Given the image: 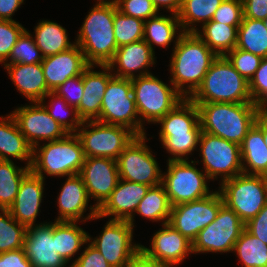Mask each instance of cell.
Instances as JSON below:
<instances>
[{
	"label": "cell",
	"mask_w": 267,
	"mask_h": 267,
	"mask_svg": "<svg viewBox=\"0 0 267 267\" xmlns=\"http://www.w3.org/2000/svg\"><path fill=\"white\" fill-rule=\"evenodd\" d=\"M170 81L184 97L190 98L218 55L195 32H183L170 55Z\"/></svg>",
	"instance_id": "obj_1"
},
{
	"label": "cell",
	"mask_w": 267,
	"mask_h": 267,
	"mask_svg": "<svg viewBox=\"0 0 267 267\" xmlns=\"http://www.w3.org/2000/svg\"><path fill=\"white\" fill-rule=\"evenodd\" d=\"M77 31L75 44L90 65H107L118 48L114 35V0H96Z\"/></svg>",
	"instance_id": "obj_2"
},
{
	"label": "cell",
	"mask_w": 267,
	"mask_h": 267,
	"mask_svg": "<svg viewBox=\"0 0 267 267\" xmlns=\"http://www.w3.org/2000/svg\"><path fill=\"white\" fill-rule=\"evenodd\" d=\"M203 132L241 145L249 129L261 114V108L249 103L194 102Z\"/></svg>",
	"instance_id": "obj_3"
},
{
	"label": "cell",
	"mask_w": 267,
	"mask_h": 267,
	"mask_svg": "<svg viewBox=\"0 0 267 267\" xmlns=\"http://www.w3.org/2000/svg\"><path fill=\"white\" fill-rule=\"evenodd\" d=\"M85 161L78 136L68 133L64 138L37 145L33 148L30 171L43 180L49 177H67L79 174Z\"/></svg>",
	"instance_id": "obj_4"
},
{
	"label": "cell",
	"mask_w": 267,
	"mask_h": 267,
	"mask_svg": "<svg viewBox=\"0 0 267 267\" xmlns=\"http://www.w3.org/2000/svg\"><path fill=\"white\" fill-rule=\"evenodd\" d=\"M193 102H252L247 81L224 56H218L204 76L201 86L190 97Z\"/></svg>",
	"instance_id": "obj_5"
},
{
	"label": "cell",
	"mask_w": 267,
	"mask_h": 267,
	"mask_svg": "<svg viewBox=\"0 0 267 267\" xmlns=\"http://www.w3.org/2000/svg\"><path fill=\"white\" fill-rule=\"evenodd\" d=\"M131 82L141 121V135L147 134L145 125L156 124L184 99L170 81L168 85L153 73L132 78Z\"/></svg>",
	"instance_id": "obj_6"
},
{
	"label": "cell",
	"mask_w": 267,
	"mask_h": 267,
	"mask_svg": "<svg viewBox=\"0 0 267 267\" xmlns=\"http://www.w3.org/2000/svg\"><path fill=\"white\" fill-rule=\"evenodd\" d=\"M166 162L167 171L162 172V184L171 206L205 198L215 191L210 190L211 180L196 167L198 164L194 160Z\"/></svg>",
	"instance_id": "obj_7"
},
{
	"label": "cell",
	"mask_w": 267,
	"mask_h": 267,
	"mask_svg": "<svg viewBox=\"0 0 267 267\" xmlns=\"http://www.w3.org/2000/svg\"><path fill=\"white\" fill-rule=\"evenodd\" d=\"M198 147L201 159L194 161L202 163L201 169L211 181L220 185L243 173L240 145L201 131Z\"/></svg>",
	"instance_id": "obj_8"
},
{
	"label": "cell",
	"mask_w": 267,
	"mask_h": 267,
	"mask_svg": "<svg viewBox=\"0 0 267 267\" xmlns=\"http://www.w3.org/2000/svg\"><path fill=\"white\" fill-rule=\"evenodd\" d=\"M218 191L224 204L247 223L267 204V191L261 175L240 174L222 182Z\"/></svg>",
	"instance_id": "obj_9"
},
{
	"label": "cell",
	"mask_w": 267,
	"mask_h": 267,
	"mask_svg": "<svg viewBox=\"0 0 267 267\" xmlns=\"http://www.w3.org/2000/svg\"><path fill=\"white\" fill-rule=\"evenodd\" d=\"M82 145L85 158L102 157L116 160L137 136L130 129L98 121H83L75 133Z\"/></svg>",
	"instance_id": "obj_10"
},
{
	"label": "cell",
	"mask_w": 267,
	"mask_h": 267,
	"mask_svg": "<svg viewBox=\"0 0 267 267\" xmlns=\"http://www.w3.org/2000/svg\"><path fill=\"white\" fill-rule=\"evenodd\" d=\"M97 121L126 127L137 136H141V121L132 92L131 79L113 76L108 81Z\"/></svg>",
	"instance_id": "obj_11"
},
{
	"label": "cell",
	"mask_w": 267,
	"mask_h": 267,
	"mask_svg": "<svg viewBox=\"0 0 267 267\" xmlns=\"http://www.w3.org/2000/svg\"><path fill=\"white\" fill-rule=\"evenodd\" d=\"M244 229L245 223L232 209L223 204L216 219L202 229L192 242L193 254L232 253L235 242Z\"/></svg>",
	"instance_id": "obj_12"
},
{
	"label": "cell",
	"mask_w": 267,
	"mask_h": 267,
	"mask_svg": "<svg viewBox=\"0 0 267 267\" xmlns=\"http://www.w3.org/2000/svg\"><path fill=\"white\" fill-rule=\"evenodd\" d=\"M146 135L136 136L116 159L120 179L150 187L162 183V170Z\"/></svg>",
	"instance_id": "obj_13"
},
{
	"label": "cell",
	"mask_w": 267,
	"mask_h": 267,
	"mask_svg": "<svg viewBox=\"0 0 267 267\" xmlns=\"http://www.w3.org/2000/svg\"><path fill=\"white\" fill-rule=\"evenodd\" d=\"M133 233L134 227L128 221L108 219L98 236L88 234V241L112 267H126L141 248Z\"/></svg>",
	"instance_id": "obj_14"
},
{
	"label": "cell",
	"mask_w": 267,
	"mask_h": 267,
	"mask_svg": "<svg viewBox=\"0 0 267 267\" xmlns=\"http://www.w3.org/2000/svg\"><path fill=\"white\" fill-rule=\"evenodd\" d=\"M223 198L215 191L205 198L171 207L169 224L193 242L198 233L216 219Z\"/></svg>",
	"instance_id": "obj_15"
},
{
	"label": "cell",
	"mask_w": 267,
	"mask_h": 267,
	"mask_svg": "<svg viewBox=\"0 0 267 267\" xmlns=\"http://www.w3.org/2000/svg\"><path fill=\"white\" fill-rule=\"evenodd\" d=\"M32 148L64 138L68 132L55 121L40 102L25 103L10 112Z\"/></svg>",
	"instance_id": "obj_16"
},
{
	"label": "cell",
	"mask_w": 267,
	"mask_h": 267,
	"mask_svg": "<svg viewBox=\"0 0 267 267\" xmlns=\"http://www.w3.org/2000/svg\"><path fill=\"white\" fill-rule=\"evenodd\" d=\"M64 183V184H63ZM62 183L57 197L58 216L54 221H78L89 222L101 220L98 216V208L92 205L87 189L79 174L67 176ZM88 210L89 213L86 211ZM85 213L86 216H85Z\"/></svg>",
	"instance_id": "obj_17"
},
{
	"label": "cell",
	"mask_w": 267,
	"mask_h": 267,
	"mask_svg": "<svg viewBox=\"0 0 267 267\" xmlns=\"http://www.w3.org/2000/svg\"><path fill=\"white\" fill-rule=\"evenodd\" d=\"M79 175L97 208L106 201L120 180L116 160L102 157L85 158Z\"/></svg>",
	"instance_id": "obj_18"
},
{
	"label": "cell",
	"mask_w": 267,
	"mask_h": 267,
	"mask_svg": "<svg viewBox=\"0 0 267 267\" xmlns=\"http://www.w3.org/2000/svg\"><path fill=\"white\" fill-rule=\"evenodd\" d=\"M23 249L33 267H70L56 252V221L27 227Z\"/></svg>",
	"instance_id": "obj_19"
},
{
	"label": "cell",
	"mask_w": 267,
	"mask_h": 267,
	"mask_svg": "<svg viewBox=\"0 0 267 267\" xmlns=\"http://www.w3.org/2000/svg\"><path fill=\"white\" fill-rule=\"evenodd\" d=\"M161 226L152 234L150 248L141 244L140 250L150 259L170 267H177L193 254L192 242L169 223Z\"/></svg>",
	"instance_id": "obj_20"
},
{
	"label": "cell",
	"mask_w": 267,
	"mask_h": 267,
	"mask_svg": "<svg viewBox=\"0 0 267 267\" xmlns=\"http://www.w3.org/2000/svg\"><path fill=\"white\" fill-rule=\"evenodd\" d=\"M155 51L143 39L117 48L107 64L114 76L132 79L152 74L149 68L157 62Z\"/></svg>",
	"instance_id": "obj_21"
},
{
	"label": "cell",
	"mask_w": 267,
	"mask_h": 267,
	"mask_svg": "<svg viewBox=\"0 0 267 267\" xmlns=\"http://www.w3.org/2000/svg\"><path fill=\"white\" fill-rule=\"evenodd\" d=\"M150 186L120 179L106 201L98 208V216L128 221L135 227V210Z\"/></svg>",
	"instance_id": "obj_22"
},
{
	"label": "cell",
	"mask_w": 267,
	"mask_h": 267,
	"mask_svg": "<svg viewBox=\"0 0 267 267\" xmlns=\"http://www.w3.org/2000/svg\"><path fill=\"white\" fill-rule=\"evenodd\" d=\"M45 182L31 171L22 179L14 203L8 209L19 224L30 227L47 222L36 223L45 195Z\"/></svg>",
	"instance_id": "obj_23"
},
{
	"label": "cell",
	"mask_w": 267,
	"mask_h": 267,
	"mask_svg": "<svg viewBox=\"0 0 267 267\" xmlns=\"http://www.w3.org/2000/svg\"><path fill=\"white\" fill-rule=\"evenodd\" d=\"M41 66L47 87L53 92L67 79L81 75L90 64L86 61L80 47L75 44L66 51L44 57Z\"/></svg>",
	"instance_id": "obj_24"
},
{
	"label": "cell",
	"mask_w": 267,
	"mask_h": 267,
	"mask_svg": "<svg viewBox=\"0 0 267 267\" xmlns=\"http://www.w3.org/2000/svg\"><path fill=\"white\" fill-rule=\"evenodd\" d=\"M100 70H94V68ZM114 75L107 65H90L83 72V96L77 113L82 121H97L100 117L102 98L108 81Z\"/></svg>",
	"instance_id": "obj_25"
},
{
	"label": "cell",
	"mask_w": 267,
	"mask_h": 267,
	"mask_svg": "<svg viewBox=\"0 0 267 267\" xmlns=\"http://www.w3.org/2000/svg\"><path fill=\"white\" fill-rule=\"evenodd\" d=\"M12 84L29 103L41 102L51 92L46 84L41 63H4Z\"/></svg>",
	"instance_id": "obj_26"
},
{
	"label": "cell",
	"mask_w": 267,
	"mask_h": 267,
	"mask_svg": "<svg viewBox=\"0 0 267 267\" xmlns=\"http://www.w3.org/2000/svg\"><path fill=\"white\" fill-rule=\"evenodd\" d=\"M33 148L21 133L14 116L9 113L0 116V160L24 161L25 166L32 163Z\"/></svg>",
	"instance_id": "obj_27"
},
{
	"label": "cell",
	"mask_w": 267,
	"mask_h": 267,
	"mask_svg": "<svg viewBox=\"0 0 267 267\" xmlns=\"http://www.w3.org/2000/svg\"><path fill=\"white\" fill-rule=\"evenodd\" d=\"M160 126L159 135H173L180 132H201L197 105L184 98L178 105L161 118L156 125Z\"/></svg>",
	"instance_id": "obj_28"
},
{
	"label": "cell",
	"mask_w": 267,
	"mask_h": 267,
	"mask_svg": "<svg viewBox=\"0 0 267 267\" xmlns=\"http://www.w3.org/2000/svg\"><path fill=\"white\" fill-rule=\"evenodd\" d=\"M183 33L179 19L175 14H161L144 21V37L151 49L154 51L155 47L169 49L173 42L177 43L179 37Z\"/></svg>",
	"instance_id": "obj_29"
},
{
	"label": "cell",
	"mask_w": 267,
	"mask_h": 267,
	"mask_svg": "<svg viewBox=\"0 0 267 267\" xmlns=\"http://www.w3.org/2000/svg\"><path fill=\"white\" fill-rule=\"evenodd\" d=\"M240 150L244 174L262 175L267 171V145L262 130L256 124L247 132Z\"/></svg>",
	"instance_id": "obj_30"
},
{
	"label": "cell",
	"mask_w": 267,
	"mask_h": 267,
	"mask_svg": "<svg viewBox=\"0 0 267 267\" xmlns=\"http://www.w3.org/2000/svg\"><path fill=\"white\" fill-rule=\"evenodd\" d=\"M32 33L35 44L41 50L43 57L66 51L75 45V41H70L66 28L48 19H40Z\"/></svg>",
	"instance_id": "obj_31"
},
{
	"label": "cell",
	"mask_w": 267,
	"mask_h": 267,
	"mask_svg": "<svg viewBox=\"0 0 267 267\" xmlns=\"http://www.w3.org/2000/svg\"><path fill=\"white\" fill-rule=\"evenodd\" d=\"M78 223L85 224L78 221H56V252L70 266L76 260L75 255H79L78 252L82 251L88 241L89 233Z\"/></svg>",
	"instance_id": "obj_32"
},
{
	"label": "cell",
	"mask_w": 267,
	"mask_h": 267,
	"mask_svg": "<svg viewBox=\"0 0 267 267\" xmlns=\"http://www.w3.org/2000/svg\"><path fill=\"white\" fill-rule=\"evenodd\" d=\"M224 0H181L177 14L183 32H196L199 26L211 21ZM200 24V25H199Z\"/></svg>",
	"instance_id": "obj_33"
},
{
	"label": "cell",
	"mask_w": 267,
	"mask_h": 267,
	"mask_svg": "<svg viewBox=\"0 0 267 267\" xmlns=\"http://www.w3.org/2000/svg\"><path fill=\"white\" fill-rule=\"evenodd\" d=\"M238 27L211 20L195 33L218 56H224L236 47Z\"/></svg>",
	"instance_id": "obj_34"
},
{
	"label": "cell",
	"mask_w": 267,
	"mask_h": 267,
	"mask_svg": "<svg viewBox=\"0 0 267 267\" xmlns=\"http://www.w3.org/2000/svg\"><path fill=\"white\" fill-rule=\"evenodd\" d=\"M171 207L165 187L161 183L149 187L145 196L139 202L134 215L137 214L148 221L163 225L169 222Z\"/></svg>",
	"instance_id": "obj_35"
},
{
	"label": "cell",
	"mask_w": 267,
	"mask_h": 267,
	"mask_svg": "<svg viewBox=\"0 0 267 267\" xmlns=\"http://www.w3.org/2000/svg\"><path fill=\"white\" fill-rule=\"evenodd\" d=\"M236 48L267 58V29L263 20L243 18L238 27Z\"/></svg>",
	"instance_id": "obj_36"
},
{
	"label": "cell",
	"mask_w": 267,
	"mask_h": 267,
	"mask_svg": "<svg viewBox=\"0 0 267 267\" xmlns=\"http://www.w3.org/2000/svg\"><path fill=\"white\" fill-rule=\"evenodd\" d=\"M30 167L17 166L15 161L0 160V209L8 210L18 193L22 179Z\"/></svg>",
	"instance_id": "obj_37"
},
{
	"label": "cell",
	"mask_w": 267,
	"mask_h": 267,
	"mask_svg": "<svg viewBox=\"0 0 267 267\" xmlns=\"http://www.w3.org/2000/svg\"><path fill=\"white\" fill-rule=\"evenodd\" d=\"M233 253L243 267H267V245L246 229L235 242Z\"/></svg>",
	"instance_id": "obj_38"
},
{
	"label": "cell",
	"mask_w": 267,
	"mask_h": 267,
	"mask_svg": "<svg viewBox=\"0 0 267 267\" xmlns=\"http://www.w3.org/2000/svg\"><path fill=\"white\" fill-rule=\"evenodd\" d=\"M200 134L201 132H180L173 135H159L162 148L170 154L166 161L189 160L190 155L198 150Z\"/></svg>",
	"instance_id": "obj_39"
},
{
	"label": "cell",
	"mask_w": 267,
	"mask_h": 267,
	"mask_svg": "<svg viewBox=\"0 0 267 267\" xmlns=\"http://www.w3.org/2000/svg\"><path fill=\"white\" fill-rule=\"evenodd\" d=\"M47 99H49V102L46 101ZM40 103L48 111L49 115L68 133H76L80 128L83 121L80 119L76 108L68 105L63 98L53 92H49Z\"/></svg>",
	"instance_id": "obj_40"
},
{
	"label": "cell",
	"mask_w": 267,
	"mask_h": 267,
	"mask_svg": "<svg viewBox=\"0 0 267 267\" xmlns=\"http://www.w3.org/2000/svg\"><path fill=\"white\" fill-rule=\"evenodd\" d=\"M27 227L19 224L9 210L0 209V253L23 248Z\"/></svg>",
	"instance_id": "obj_41"
},
{
	"label": "cell",
	"mask_w": 267,
	"mask_h": 267,
	"mask_svg": "<svg viewBox=\"0 0 267 267\" xmlns=\"http://www.w3.org/2000/svg\"><path fill=\"white\" fill-rule=\"evenodd\" d=\"M114 35L118 48L144 37V21L122 14L114 2Z\"/></svg>",
	"instance_id": "obj_42"
},
{
	"label": "cell",
	"mask_w": 267,
	"mask_h": 267,
	"mask_svg": "<svg viewBox=\"0 0 267 267\" xmlns=\"http://www.w3.org/2000/svg\"><path fill=\"white\" fill-rule=\"evenodd\" d=\"M41 50L35 44L31 31L25 29L18 37L5 63L34 64L43 61Z\"/></svg>",
	"instance_id": "obj_43"
},
{
	"label": "cell",
	"mask_w": 267,
	"mask_h": 267,
	"mask_svg": "<svg viewBox=\"0 0 267 267\" xmlns=\"http://www.w3.org/2000/svg\"><path fill=\"white\" fill-rule=\"evenodd\" d=\"M225 56L247 81H250L254 76L255 71L259 68L263 59L258 55L236 47L232 51H229Z\"/></svg>",
	"instance_id": "obj_44"
},
{
	"label": "cell",
	"mask_w": 267,
	"mask_h": 267,
	"mask_svg": "<svg viewBox=\"0 0 267 267\" xmlns=\"http://www.w3.org/2000/svg\"><path fill=\"white\" fill-rule=\"evenodd\" d=\"M26 28L18 21L0 20V64L8 60L18 37Z\"/></svg>",
	"instance_id": "obj_45"
},
{
	"label": "cell",
	"mask_w": 267,
	"mask_h": 267,
	"mask_svg": "<svg viewBox=\"0 0 267 267\" xmlns=\"http://www.w3.org/2000/svg\"><path fill=\"white\" fill-rule=\"evenodd\" d=\"M117 9L124 15L146 21L159 14L150 0H114Z\"/></svg>",
	"instance_id": "obj_46"
},
{
	"label": "cell",
	"mask_w": 267,
	"mask_h": 267,
	"mask_svg": "<svg viewBox=\"0 0 267 267\" xmlns=\"http://www.w3.org/2000/svg\"><path fill=\"white\" fill-rule=\"evenodd\" d=\"M243 17L242 0H224L214 12L211 20L232 26H239Z\"/></svg>",
	"instance_id": "obj_47"
},
{
	"label": "cell",
	"mask_w": 267,
	"mask_h": 267,
	"mask_svg": "<svg viewBox=\"0 0 267 267\" xmlns=\"http://www.w3.org/2000/svg\"><path fill=\"white\" fill-rule=\"evenodd\" d=\"M251 100L260 108L267 102V58H263L259 68L249 81Z\"/></svg>",
	"instance_id": "obj_48"
},
{
	"label": "cell",
	"mask_w": 267,
	"mask_h": 267,
	"mask_svg": "<svg viewBox=\"0 0 267 267\" xmlns=\"http://www.w3.org/2000/svg\"><path fill=\"white\" fill-rule=\"evenodd\" d=\"M53 93L63 98L68 105L77 108L83 96V73L67 79L63 84L54 89Z\"/></svg>",
	"instance_id": "obj_49"
},
{
	"label": "cell",
	"mask_w": 267,
	"mask_h": 267,
	"mask_svg": "<svg viewBox=\"0 0 267 267\" xmlns=\"http://www.w3.org/2000/svg\"><path fill=\"white\" fill-rule=\"evenodd\" d=\"M70 267H112L89 241Z\"/></svg>",
	"instance_id": "obj_50"
},
{
	"label": "cell",
	"mask_w": 267,
	"mask_h": 267,
	"mask_svg": "<svg viewBox=\"0 0 267 267\" xmlns=\"http://www.w3.org/2000/svg\"><path fill=\"white\" fill-rule=\"evenodd\" d=\"M245 229L267 245V204L247 223Z\"/></svg>",
	"instance_id": "obj_51"
},
{
	"label": "cell",
	"mask_w": 267,
	"mask_h": 267,
	"mask_svg": "<svg viewBox=\"0 0 267 267\" xmlns=\"http://www.w3.org/2000/svg\"><path fill=\"white\" fill-rule=\"evenodd\" d=\"M0 267H33L23 248L0 253Z\"/></svg>",
	"instance_id": "obj_52"
},
{
	"label": "cell",
	"mask_w": 267,
	"mask_h": 267,
	"mask_svg": "<svg viewBox=\"0 0 267 267\" xmlns=\"http://www.w3.org/2000/svg\"><path fill=\"white\" fill-rule=\"evenodd\" d=\"M243 18L264 20L267 18V0H242Z\"/></svg>",
	"instance_id": "obj_53"
},
{
	"label": "cell",
	"mask_w": 267,
	"mask_h": 267,
	"mask_svg": "<svg viewBox=\"0 0 267 267\" xmlns=\"http://www.w3.org/2000/svg\"><path fill=\"white\" fill-rule=\"evenodd\" d=\"M25 0H0V20L16 21L12 19L15 12L25 4Z\"/></svg>",
	"instance_id": "obj_54"
},
{
	"label": "cell",
	"mask_w": 267,
	"mask_h": 267,
	"mask_svg": "<svg viewBox=\"0 0 267 267\" xmlns=\"http://www.w3.org/2000/svg\"><path fill=\"white\" fill-rule=\"evenodd\" d=\"M126 267H170L148 258L141 250L130 260Z\"/></svg>",
	"instance_id": "obj_55"
},
{
	"label": "cell",
	"mask_w": 267,
	"mask_h": 267,
	"mask_svg": "<svg viewBox=\"0 0 267 267\" xmlns=\"http://www.w3.org/2000/svg\"><path fill=\"white\" fill-rule=\"evenodd\" d=\"M155 8L158 10V12L160 13V11L163 10V12H165L164 10H166V12L171 13V14H175L177 15L180 7H181V0H150Z\"/></svg>",
	"instance_id": "obj_56"
},
{
	"label": "cell",
	"mask_w": 267,
	"mask_h": 267,
	"mask_svg": "<svg viewBox=\"0 0 267 267\" xmlns=\"http://www.w3.org/2000/svg\"><path fill=\"white\" fill-rule=\"evenodd\" d=\"M255 124L262 130L264 142L267 145V117L261 113L257 117Z\"/></svg>",
	"instance_id": "obj_57"
},
{
	"label": "cell",
	"mask_w": 267,
	"mask_h": 267,
	"mask_svg": "<svg viewBox=\"0 0 267 267\" xmlns=\"http://www.w3.org/2000/svg\"><path fill=\"white\" fill-rule=\"evenodd\" d=\"M261 176L263 178V181H264V184H265V189L267 191V171L264 172Z\"/></svg>",
	"instance_id": "obj_58"
},
{
	"label": "cell",
	"mask_w": 267,
	"mask_h": 267,
	"mask_svg": "<svg viewBox=\"0 0 267 267\" xmlns=\"http://www.w3.org/2000/svg\"><path fill=\"white\" fill-rule=\"evenodd\" d=\"M261 111H267V102L261 107Z\"/></svg>",
	"instance_id": "obj_59"
},
{
	"label": "cell",
	"mask_w": 267,
	"mask_h": 267,
	"mask_svg": "<svg viewBox=\"0 0 267 267\" xmlns=\"http://www.w3.org/2000/svg\"><path fill=\"white\" fill-rule=\"evenodd\" d=\"M264 22V25L266 26V29H267V18L263 20Z\"/></svg>",
	"instance_id": "obj_60"
},
{
	"label": "cell",
	"mask_w": 267,
	"mask_h": 267,
	"mask_svg": "<svg viewBox=\"0 0 267 267\" xmlns=\"http://www.w3.org/2000/svg\"><path fill=\"white\" fill-rule=\"evenodd\" d=\"M261 113L267 117V111H261Z\"/></svg>",
	"instance_id": "obj_61"
}]
</instances>
